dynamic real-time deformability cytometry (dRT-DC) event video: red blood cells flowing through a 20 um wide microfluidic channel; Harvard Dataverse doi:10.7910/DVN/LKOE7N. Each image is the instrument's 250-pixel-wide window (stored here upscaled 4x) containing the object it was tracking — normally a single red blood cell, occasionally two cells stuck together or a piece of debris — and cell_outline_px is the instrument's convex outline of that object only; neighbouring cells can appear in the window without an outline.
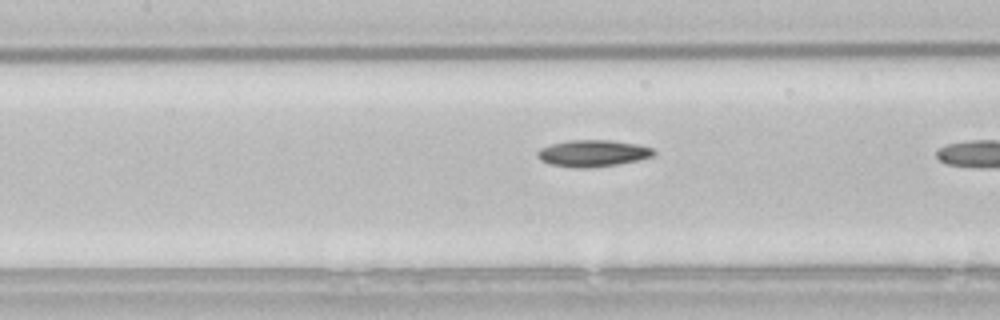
{"species": "common noctule bat (a hibernating species)", "species_latin": "Nyctalus noctula", "temperature_condition": "room temperature", "stored_images_in_passage": 8, "camera_frame_rate_fps": 3000, "um_per_image_px": 0.085, "animal": {"sex": "male", "body_mass_g": 21.5, "forearm_length_mm": 52.0}, "frame": {"image": 1, "passage_image": 6, "time_ms": 1.667, "image_size_px": [1000, 320], "cell_outline_px": [[656, 152], [652, 156], [636, 160], [616, 164], [588, 168], [576, 168], [548, 164], [540, 160], [536, 156], [536, 152], [540, 148], [552, 144], [568, 140], [608, 140], [636, 144], [652, 148]], "centroid_in_image_um": [50.32, 13.03], "position_along_channel_um": 157.1, "area_um2": 17.98}}